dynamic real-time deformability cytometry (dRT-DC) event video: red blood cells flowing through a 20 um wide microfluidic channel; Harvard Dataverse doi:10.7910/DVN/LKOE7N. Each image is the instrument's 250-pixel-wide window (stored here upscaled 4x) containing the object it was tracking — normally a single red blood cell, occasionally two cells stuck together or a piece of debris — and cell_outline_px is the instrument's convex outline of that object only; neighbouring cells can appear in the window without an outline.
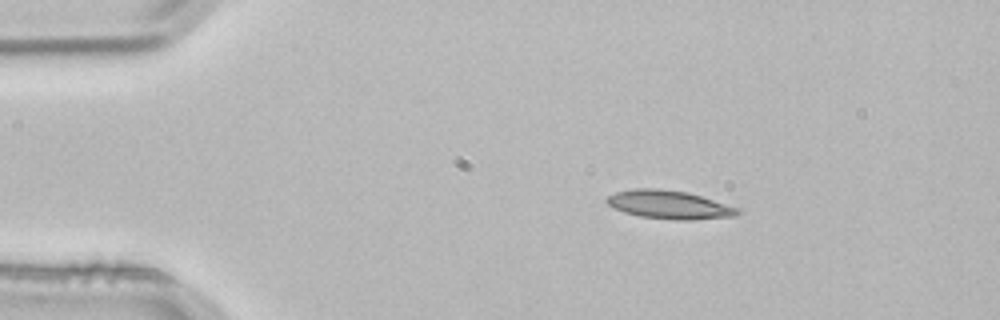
{"species": "common noctule bat (a hibernating species)", "species_latin": "Nyctalus noctula", "temperature_condition": "room temperature", "stored_images_in_passage": 3, "segment_of_instrument_passage": [1, 2], "camera_frame_rate_fps": 3000, "um_per_image_px": 0.085, "animal": {"sex": "male", "body_mass_g": 21.5, "forearm_length_mm": 52.0}, "frame": {"image": 1, "passage_image": 1, "time_ms": 0.0, "image_size_px": [1000, 320], "cell_outline_px": [[740, 212], [736, 216], [692, 220], [676, 220], [640, 216], [624, 212], [612, 208], [604, 200], [608, 196], [616, 192], [632, 188], [660, 188], [688, 192], [740, 208]], "centroid_in_image_um": [56.87, 17.39], "position_along_channel_um": 28.1, "area_um2": 21.85}}